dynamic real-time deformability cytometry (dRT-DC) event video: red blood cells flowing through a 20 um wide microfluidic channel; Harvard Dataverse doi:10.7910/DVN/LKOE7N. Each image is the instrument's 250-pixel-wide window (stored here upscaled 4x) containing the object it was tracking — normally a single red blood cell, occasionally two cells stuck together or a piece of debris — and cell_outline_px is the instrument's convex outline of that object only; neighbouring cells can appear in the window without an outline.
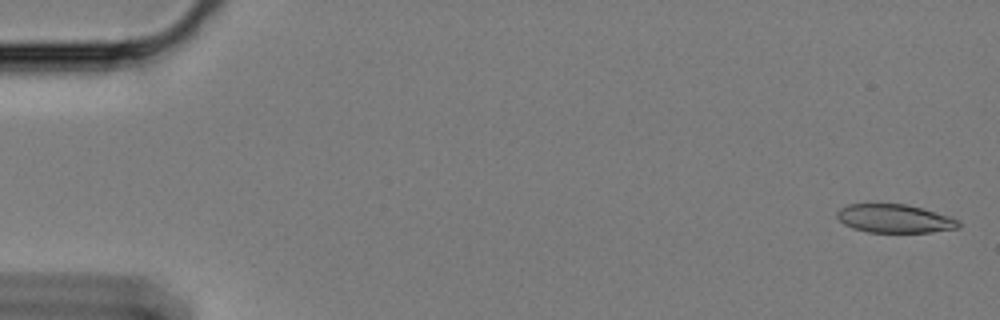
{"species": "Egyptian fruit bat (a non-hibernating species)", "species_latin": "Rousettus aegyptiacus", "temperature_condition": "cold", "stored_images_in_passage": 22, "camera_frame_rate_fps": 3000, "um_per_image_px": 0.085, "animal": {"sex": "female"}, "frame": {"image": 1, "passage_image": 2, "time_ms": 0.333, "image_size_px": [1000, 320], "cell_outline_px": [[960, 224], [956, 228], [932, 232], [868, 232], [844, 224], [836, 216], [836, 212], [840, 208], [848, 204], [904, 204], [920, 208], [948, 216], [960, 220]], "centroid_in_image_um": [76.02, 18.58], "position_along_channel_um": 9.0, "area_um2": 19.83}}
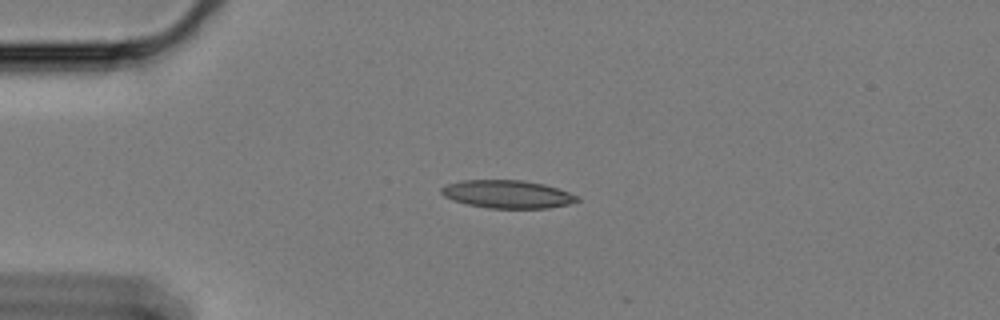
{"frame": {"image": 2, "passage_image": 15, "time_ms": 4.667, "image_size_px": [1000, 320], "cell_outline_px": [[580, 200], [568, 204], [548, 208], [488, 208], [468, 204], [444, 196], [440, 192], [440, 188], [448, 184], [460, 180], [524, 180], [544, 184], [580, 196]], "centroid_in_image_um": [43.15, 16.5], "position_along_channel_um": 41.9, "area_um2": 22.02}}
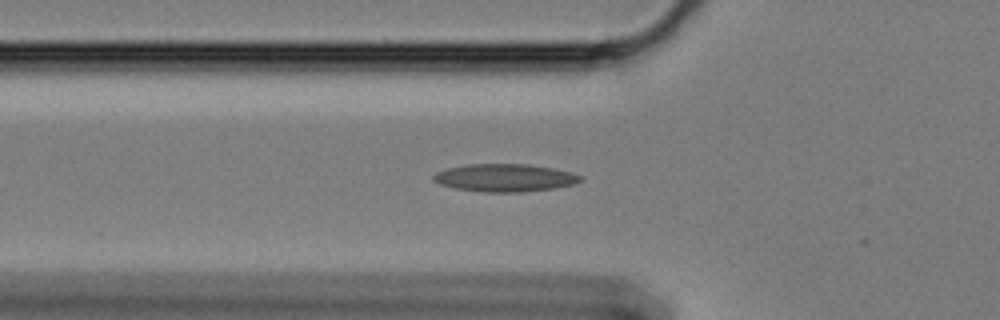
{"frame": {"image": 3, "passage_image": 21, "time_ms": 6.667, "image_size_px": [1000, 320], "cell_outline_px": [[580, 180], [576, 184], [552, 188], [520, 192], [484, 192], [456, 188], [440, 184], [432, 180], [432, 176], [436, 172], [448, 168], [468, 164], [528, 164], [552, 168], [572, 172], [580, 176]], "centroid_in_image_um": [42.88, 15.11], "position_along_channel_um": 82.9, "area_um2": 23.58}}